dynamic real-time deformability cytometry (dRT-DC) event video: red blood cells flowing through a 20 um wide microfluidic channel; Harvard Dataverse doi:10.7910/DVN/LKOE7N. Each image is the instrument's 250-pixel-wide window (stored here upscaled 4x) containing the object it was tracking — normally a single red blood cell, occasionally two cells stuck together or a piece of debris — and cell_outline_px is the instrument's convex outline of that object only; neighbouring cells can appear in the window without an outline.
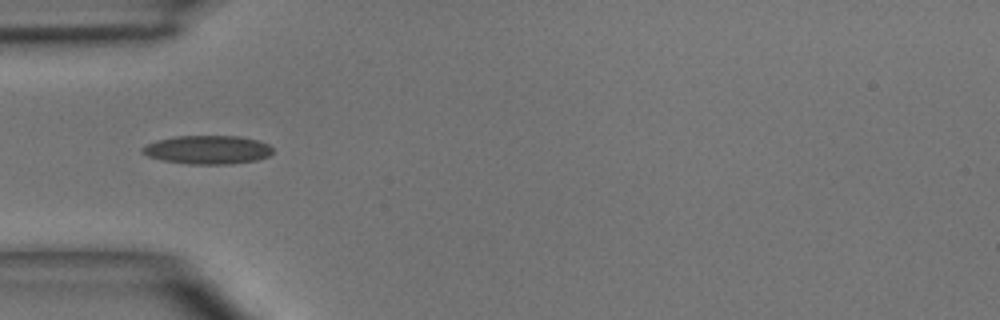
{"species": "common noctule bat (a hibernating species)", "species_latin": "Nyctalus noctula", "temperature_condition": "room temperature", "stored_images_in_passage": 4, "camera_frame_rate_fps": 3000, "um_per_image_px": 0.085, "animal": {"sex": "male", "body_mass_g": 15.6}, "frame": {"image": 1, "passage_image": 2, "time_ms": 1.333, "image_size_px": [1000, 320], "cell_outline_px": [[272, 152], [268, 156], [256, 160], [232, 164], [188, 164], [164, 160], [148, 156], [140, 152], [140, 148], [148, 144], [160, 140], [176, 136], [240, 136], [256, 140], [268, 144], [272, 148]], "centroid_in_image_um": [17.65, 12.73], "position_along_channel_um": 67.4, "area_um2": 21.56}}
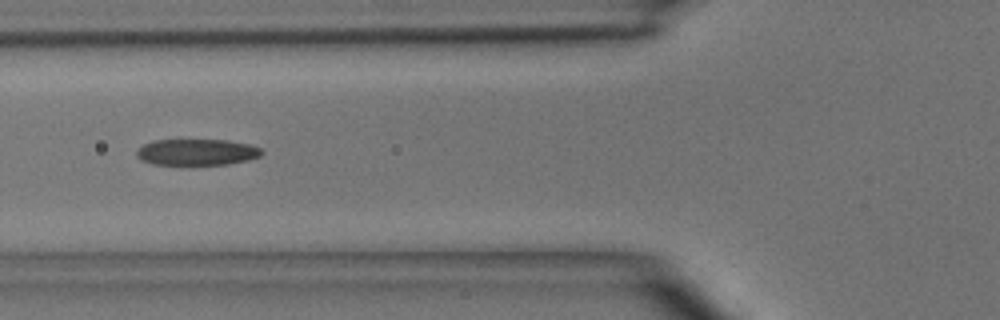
{"frame": {"image": 2, "passage_image": 3, "time_ms": 2.333, "image_size_px": [1000, 320], "cell_outline_px": [[264, 152], [260, 156], [248, 160], [228, 164], [152, 164], [140, 160], [136, 156], [136, 152], [144, 144], [152, 140], [228, 140], [252, 144], [260, 148]], "centroid_in_image_um": [16.75, 12.92], "position_along_channel_um": 109.0, "area_um2": 19.19}}
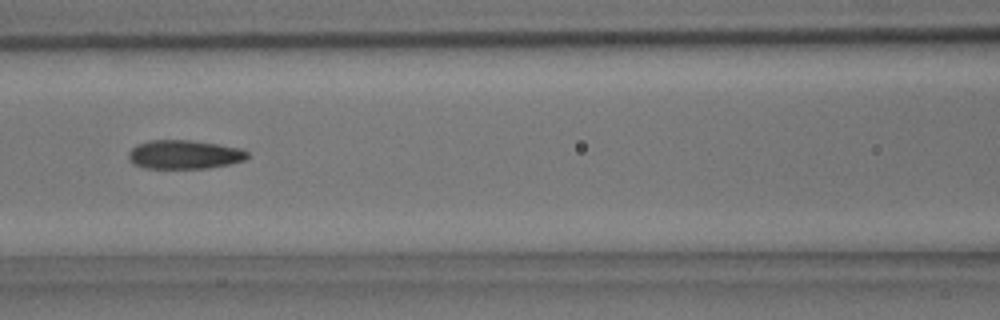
{"frame": {"image": 3, "passage_image": 4, "time_ms": 3.333, "image_size_px": [1000, 320], "cell_outline_px": [[248, 156], [244, 160], [228, 164], [208, 168], [144, 168], [132, 164], [128, 160], [128, 152], [136, 144], [148, 140], [192, 140], [220, 144], [244, 148], [248, 152]], "centroid_in_image_um": [15.65, 13.12], "position_along_channel_um": 151.0, "area_um2": 20.29}}